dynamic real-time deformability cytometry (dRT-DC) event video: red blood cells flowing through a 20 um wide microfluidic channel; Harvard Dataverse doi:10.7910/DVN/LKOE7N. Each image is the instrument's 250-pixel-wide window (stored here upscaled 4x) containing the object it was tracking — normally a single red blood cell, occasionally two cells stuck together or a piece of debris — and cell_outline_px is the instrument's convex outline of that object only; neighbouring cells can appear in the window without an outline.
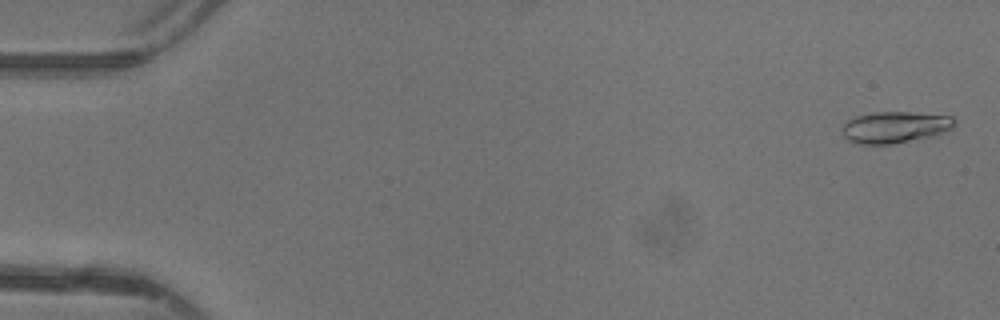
{"species": "common noctule bat (a hibernating species)", "species_latin": "Nyctalus noctula", "temperature_condition": "warm", "stored_images_in_passage": 48, "camera_frame_rate_fps": 3000, "um_per_image_px": 0.085, "animal": {"sex": "female"}, "frame": {"image": 1, "passage_image": 2, "time_ms": 0.333, "image_size_px": [1000, 320], "cell_outline_px": [[956, 124], [952, 128], [936, 136], [892, 144], [856, 144], [848, 140], [844, 136], [844, 124], [848, 120], [856, 116], [876, 112], [912, 112], [952, 116], [956, 120]], "centroid_in_image_um": [76.13, 10.82], "position_along_channel_um": 8.9, "area_um2": 20.75}}
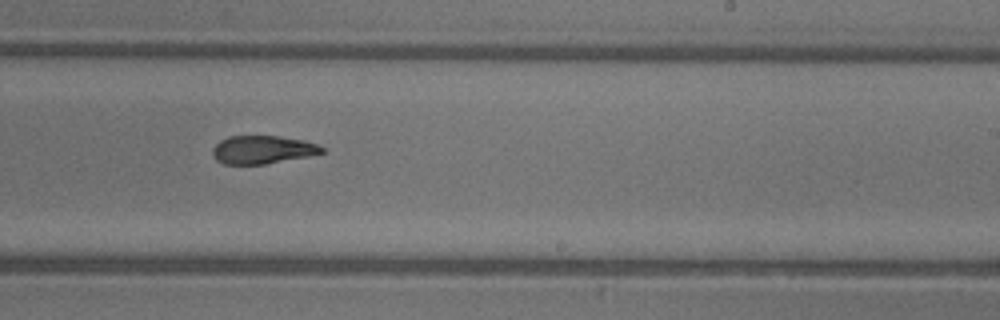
{"frame": {"image": 2, "passage_image": 30, "time_ms": 9.667, "image_size_px": [1000, 320], "cell_outline_px": [[324, 152], [308, 156], [264, 164], [224, 164], [216, 160], [212, 156], [212, 148], [220, 140], [228, 136], [276, 136], [304, 140], [316, 144], [324, 148]], "centroid_in_image_um": [22.27, 12.72], "position_along_channel_um": 266.7, "area_um2": 17.86}}
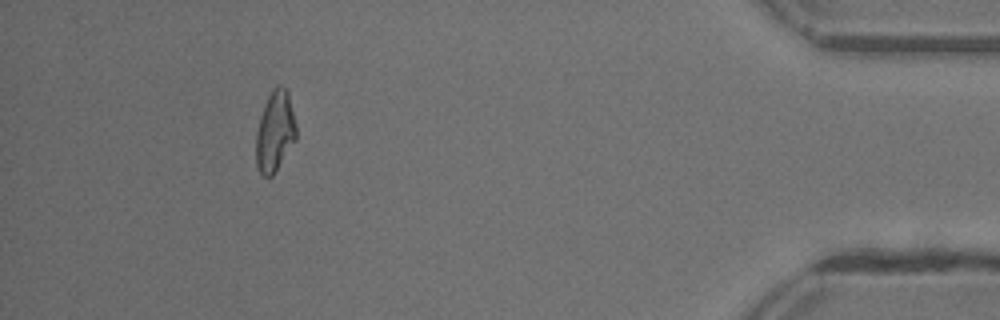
{"frame": {"image": 3, "passage_image": 44, "time_ms": 14.333, "image_size_px": [1000, 320], "cell_outline_px": [[296, 140], [272, 176], [264, 176], [256, 168], [256, 132], [260, 116], [264, 104], [272, 88], [276, 84], [280, 84], [288, 92], [296, 124]], "centroid_in_image_um": [23.37, 11.15], "position_along_channel_um": 411.8, "area_um2": 18.96}, "authors_computed_cell_mechanics": {"area_um2": 19.2474, "velocity_mm_per_s": 4.4083, "shape_relaxation_time_tau1_ms": 4.5428, "shape_relaxation_time_tau2_ms": 4.324, "deformation_change_tau1": 0.1865, "deformation_change_tau2": 0.0987}}